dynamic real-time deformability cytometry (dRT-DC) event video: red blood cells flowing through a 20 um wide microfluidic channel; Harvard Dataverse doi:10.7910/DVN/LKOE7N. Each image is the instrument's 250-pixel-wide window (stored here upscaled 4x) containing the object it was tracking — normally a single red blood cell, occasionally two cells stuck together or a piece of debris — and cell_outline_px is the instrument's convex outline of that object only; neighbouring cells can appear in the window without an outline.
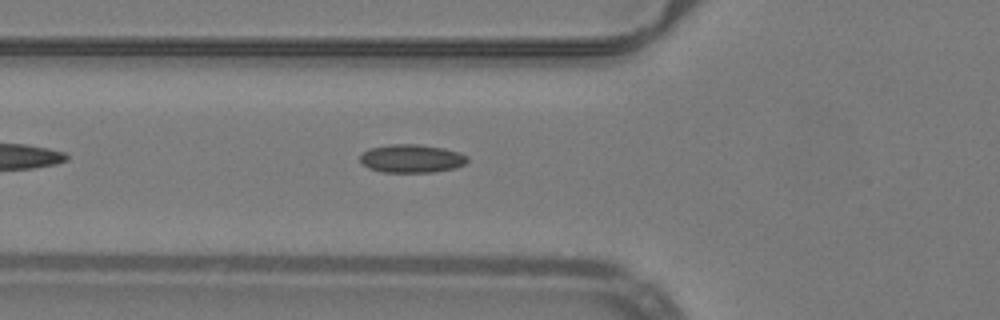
{"species": "common noctule bat (a hibernating species)", "species_latin": "Nyctalus noctula", "temperature_condition": "warm", "stored_images_in_passage": 37, "camera_frame_rate_fps": 3000, "um_per_image_px": 0.085, "animal": {"sex": "male", "body_mass_g": 19.2, "forearm_length_mm": 51.8}, "frame": {"image": 1, "passage_image": 6, "time_ms": 1.667, "image_size_px": [1000, 320], "cell_outline_px": [[468, 160], [464, 164], [456, 168], [432, 172], [380, 172], [368, 168], [360, 164], [360, 152], [368, 148], [392, 144], [420, 144], [444, 148], [460, 152], [468, 156]], "centroid_in_image_um": [34.95, 13.47], "position_along_channel_um": 90.9, "area_um2": 18.03}, "authors_computed_cell_mechanics": {"area_um2": 16.762, "velocity_mm_per_s": 4.0193, "shape_relaxation_time_tau1_ms": 6.9125, "shape_relaxation_time_tau2_ms": 1.7942, "deformation_change_tau1": 0.1558, "deformation_change_tau2": 0.0846}}